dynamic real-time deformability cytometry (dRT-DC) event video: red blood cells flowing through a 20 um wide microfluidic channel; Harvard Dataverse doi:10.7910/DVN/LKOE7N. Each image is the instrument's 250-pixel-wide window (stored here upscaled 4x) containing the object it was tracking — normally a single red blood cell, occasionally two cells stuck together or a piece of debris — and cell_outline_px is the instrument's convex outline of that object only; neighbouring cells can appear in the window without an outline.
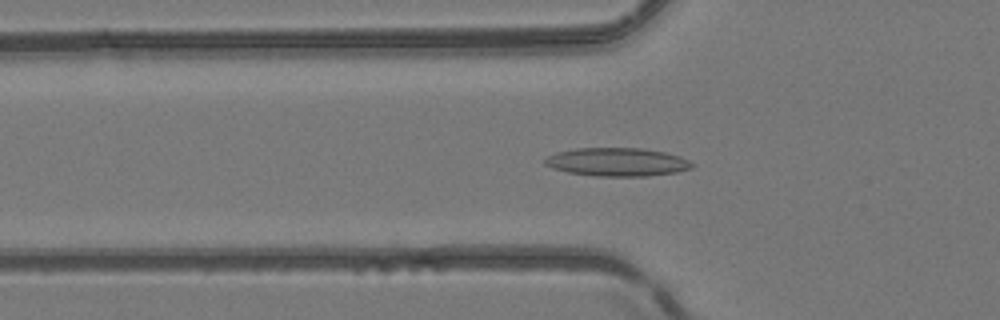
{"species": "common noctule bat (a hibernating species)", "species_latin": "Nyctalus noctula", "temperature_condition": "room temperature", "stored_images_in_passage": 28, "camera_frame_rate_fps": 3000, "um_per_image_px": 0.085, "animal": {"sex": "female", "body_mass_g": 24.6, "forearm_length_mm": 56.2}, "frame": {"image": 1, "passage_image": 12, "time_ms": 3.667, "image_size_px": [1000, 320], "cell_outline_px": [[692, 168], [676, 172], [648, 176], [596, 176], [568, 172], [552, 168], [544, 164], [544, 160], [548, 156], [556, 152], [576, 148], [644, 148], [664, 152], [680, 156], [688, 160], [692, 164]], "centroid_in_image_um": [52.44, 13.77], "position_along_channel_um": 73.4, "area_um2": 24.28}}
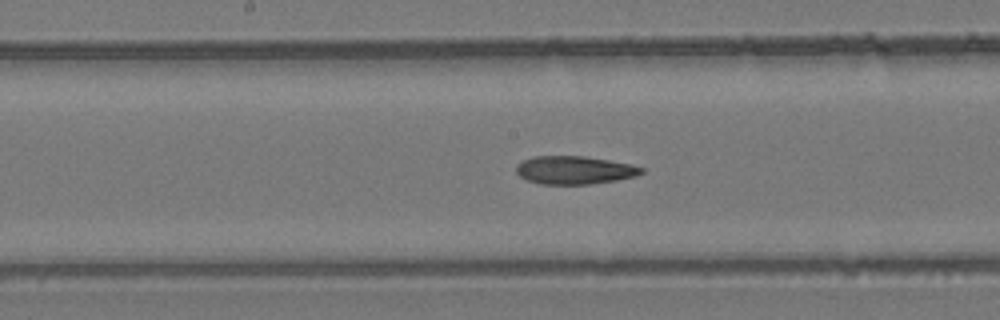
{"frame": {"image": 2, "passage_image": 21, "time_ms": 6.667, "image_size_px": [1000, 320], "cell_outline_px": [[644, 172], [636, 176], [616, 180], [588, 184], [540, 184], [528, 180], [520, 176], [516, 172], [516, 164], [532, 156], [584, 156], [632, 164], [644, 168]], "centroid_in_image_um": [48.83, 14.45], "position_along_channel_um": 199.4, "area_um2": 20.52}}
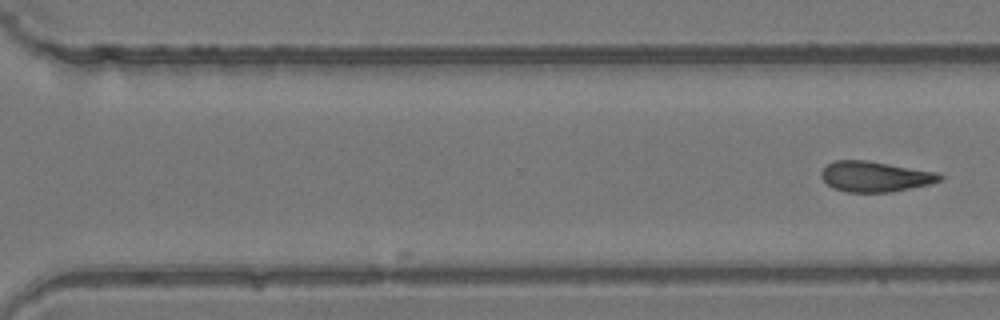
{"frame": {"image": 3, "passage_image": 28, "time_ms": 9.0, "image_size_px": [1000, 320], "cell_outline_px": [[944, 176], [940, 180], [928, 184], [892, 192], [844, 192], [832, 188], [820, 176], [820, 172], [828, 164], [836, 160], [868, 160], [940, 172]], "centroid_in_image_um": [74.39, 15.0], "position_along_channel_um": 296.2, "area_um2": 21.21}}